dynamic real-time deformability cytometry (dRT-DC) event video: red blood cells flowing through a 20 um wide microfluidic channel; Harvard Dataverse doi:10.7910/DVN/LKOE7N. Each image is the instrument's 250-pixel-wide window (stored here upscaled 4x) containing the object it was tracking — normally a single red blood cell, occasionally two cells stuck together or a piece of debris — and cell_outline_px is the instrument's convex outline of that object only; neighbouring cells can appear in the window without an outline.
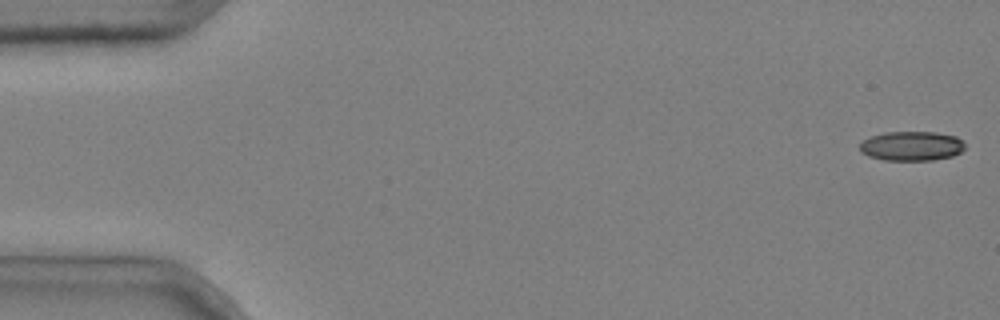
{"species": "common noctule bat (a hibernating species)", "species_latin": "Nyctalus noctula", "temperature_condition": "cold", "stored_images_in_passage": 5, "camera_frame_rate_fps": 3000, "um_per_image_px": 0.085, "animal": {"sex": "male", "body_mass_g": 20.4}, "frame": {"image": 1, "passage_image": 1, "time_ms": 0.0, "image_size_px": [1000, 320], "cell_outline_px": [[964, 148], [960, 152], [952, 156], [932, 160], [884, 160], [868, 156], [860, 152], [860, 144], [864, 140], [872, 136], [884, 132], [936, 132], [956, 136], [964, 144]], "centroid_in_image_um": [77.47, 12.41], "position_along_channel_um": 7.5, "area_um2": 17.98}}
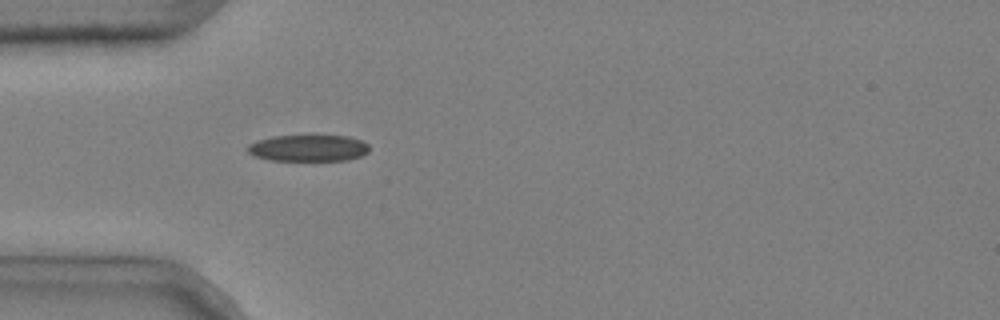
{"frame": {"image": 2, "passage_image": 5, "time_ms": 1.333, "image_size_px": [1000, 320], "cell_outline_px": [[368, 152], [360, 156], [348, 160], [272, 160], [256, 156], [248, 152], [248, 144], [272, 136], [312, 132], [316, 132], [348, 136], [360, 140], [368, 144]], "centroid_in_image_um": [26.24, 12.52], "position_along_channel_um": 58.8, "area_um2": 19.65}}